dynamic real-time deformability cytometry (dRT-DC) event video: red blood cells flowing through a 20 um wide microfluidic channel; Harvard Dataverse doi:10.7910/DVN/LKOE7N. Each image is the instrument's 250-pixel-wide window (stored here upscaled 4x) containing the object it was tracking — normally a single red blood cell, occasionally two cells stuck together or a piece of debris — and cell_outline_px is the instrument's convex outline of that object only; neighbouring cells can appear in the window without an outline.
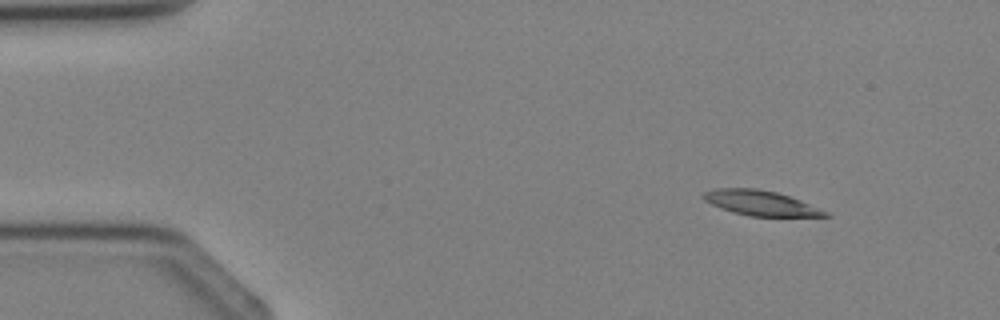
{"species": "Egyptian fruit bat (a non-hibernating species)", "species_latin": "Rousettus aegyptiacus", "temperature_condition": "cold", "stored_images_in_passage": 3, "camera_frame_rate_fps": 3000, "um_per_image_px": 0.085, "animal": {"sex": "female"}, "frame": {"image": 1, "passage_image": 1, "time_ms": 0.0, "image_size_px": [1000, 320], "cell_outline_px": [[832, 216], [748, 216], [732, 212], [720, 208], [704, 200], [700, 196], [704, 192], [716, 188], [756, 188], [776, 192], [800, 200], [832, 212]], "centroid_in_image_um": [64.68, 17.26], "position_along_channel_um": 20.3, "area_um2": 17.86}}
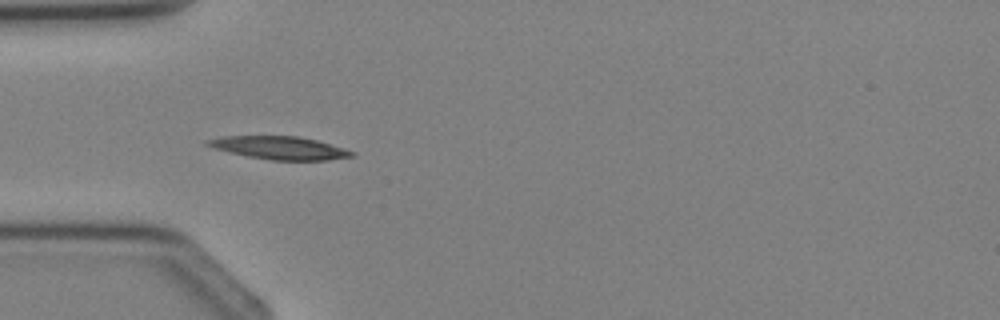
{"frame": {"image": 2, "passage_image": 3, "time_ms": 2.333, "image_size_px": [1000, 320], "cell_outline_px": [[356, 156], [328, 160], [272, 160], [248, 156], [216, 148], [204, 144], [204, 140], [220, 136], [296, 136], [316, 140], [344, 148], [356, 152]], "centroid_in_image_um": [23.79, 12.56], "position_along_channel_um": 61.2, "area_um2": 19.19}}